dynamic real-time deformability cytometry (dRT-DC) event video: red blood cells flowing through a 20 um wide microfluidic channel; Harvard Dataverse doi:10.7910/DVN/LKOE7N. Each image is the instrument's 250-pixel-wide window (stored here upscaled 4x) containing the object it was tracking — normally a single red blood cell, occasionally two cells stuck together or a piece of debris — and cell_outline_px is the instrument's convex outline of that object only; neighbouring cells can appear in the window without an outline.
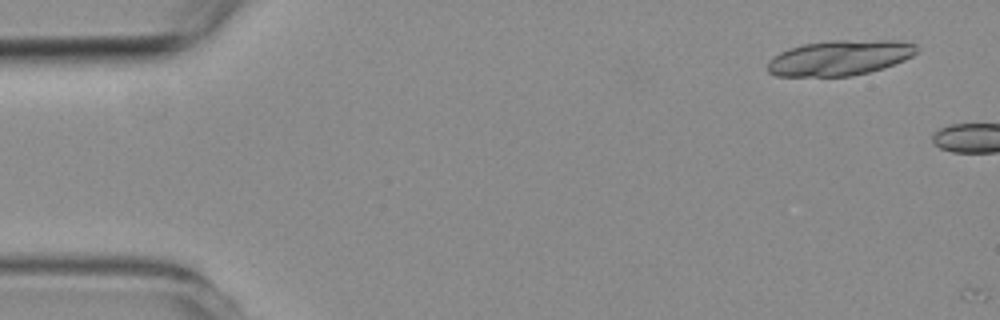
{"species": "common noctule bat (a hibernating species)", "species_latin": "Nyctalus noctula", "temperature_condition": "room temperature", "stored_images_in_passage": 2, "camera_frame_rate_fps": 3000, "um_per_image_px": 0.085, "animal": {"sex": "female", "body_mass_g": 19.3, "forearm_length_mm": 54.1}, "frame": {"image": 1, "passage_image": 1, "time_ms": 0.0, "image_size_px": [1000, 320], "cell_outline_px": [[916, 52], [912, 56], [904, 60], [884, 68], [852, 76], [776, 76], [768, 72], [768, 60], [780, 52], [804, 44], [832, 40], [896, 40], [916, 44]], "centroid_in_image_um": [71.38, 4.91], "position_along_channel_um": 13.6, "area_um2": 30.58}}